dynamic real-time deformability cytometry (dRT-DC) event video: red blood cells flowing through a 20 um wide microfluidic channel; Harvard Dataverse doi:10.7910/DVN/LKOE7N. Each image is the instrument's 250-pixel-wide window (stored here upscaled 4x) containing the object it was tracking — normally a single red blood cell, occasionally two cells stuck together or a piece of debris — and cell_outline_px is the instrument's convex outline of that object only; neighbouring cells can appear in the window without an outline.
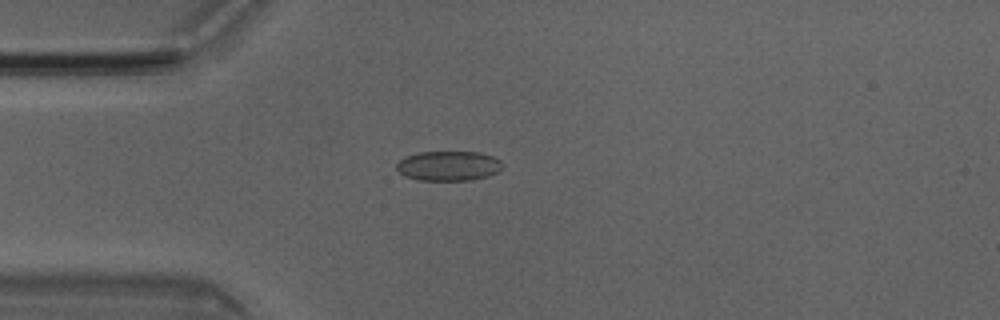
{"species": "Egyptian fruit bat (a non-hibernating species)", "species_latin": "Rousettus aegyptiacus", "temperature_condition": "room temperature", "stored_images_in_passage": 3, "camera_frame_rate_fps": 3000, "um_per_image_px": 0.085, "animal": {"sex": "male"}, "frame": {"image": 1, "passage_image": 3, "time_ms": 0.667, "image_size_px": [1000, 320], "cell_outline_px": [[504, 164], [500, 172], [488, 176], [472, 180], [420, 180], [404, 176], [396, 168], [396, 164], [404, 156], [420, 152], [480, 152], [492, 156], [500, 160]], "centroid_in_image_um": [38.15, 14.1], "position_along_channel_um": 46.8, "area_um2": 18.55}}